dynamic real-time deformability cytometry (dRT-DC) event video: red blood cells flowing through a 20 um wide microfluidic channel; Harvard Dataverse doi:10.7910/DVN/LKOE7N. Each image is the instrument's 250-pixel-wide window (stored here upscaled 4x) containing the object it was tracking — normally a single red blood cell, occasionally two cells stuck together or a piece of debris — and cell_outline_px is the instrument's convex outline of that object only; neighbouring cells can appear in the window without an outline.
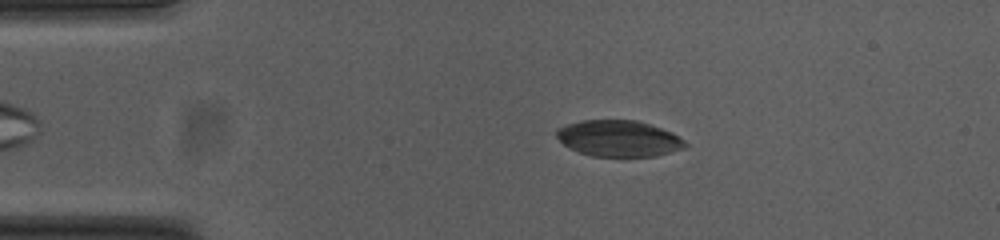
{"species": "common noctule bat (a hibernating species)", "species_latin": "Nyctalus noctula", "temperature_condition": "cold", "stored_images_in_passage": 35, "camera_frame_rate_fps": 3000, "um_per_image_px": 0.085, "animal": {"sex": "female", "body_mass_g": 23.0, "forearm_length_mm": 53.4}, "frame": {"image": 1, "passage_image": 4, "time_ms": 1.0, "image_size_px": [1000, 240], "cell_outline_px": [[688, 144], [684, 148], [656, 156], [592, 156], [580, 152], [564, 144], [556, 136], [556, 128], [568, 124], [584, 120], [636, 120], [672, 132], [684, 140]], "centroid_in_image_um": [52.6, 11.76], "position_along_channel_um": 32.4, "area_um2": 26.88}}
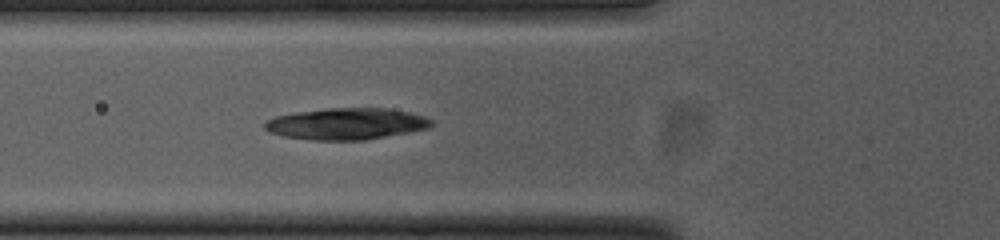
{"frame": {"image": 2, "passage_image": 13, "time_ms": 4.0, "image_size_px": [1000, 240], "cell_outline_px": [[432, 124], [428, 128], [408, 132], [364, 140], [312, 140], [284, 136], [272, 132], [264, 128], [264, 124], [268, 120], [276, 116], [296, 112], [324, 108], [388, 108], [408, 112], [424, 116], [432, 120]], "centroid_in_image_um": [29.45, 10.52], "position_along_channel_um": 96.4, "area_um2": 30.4}}